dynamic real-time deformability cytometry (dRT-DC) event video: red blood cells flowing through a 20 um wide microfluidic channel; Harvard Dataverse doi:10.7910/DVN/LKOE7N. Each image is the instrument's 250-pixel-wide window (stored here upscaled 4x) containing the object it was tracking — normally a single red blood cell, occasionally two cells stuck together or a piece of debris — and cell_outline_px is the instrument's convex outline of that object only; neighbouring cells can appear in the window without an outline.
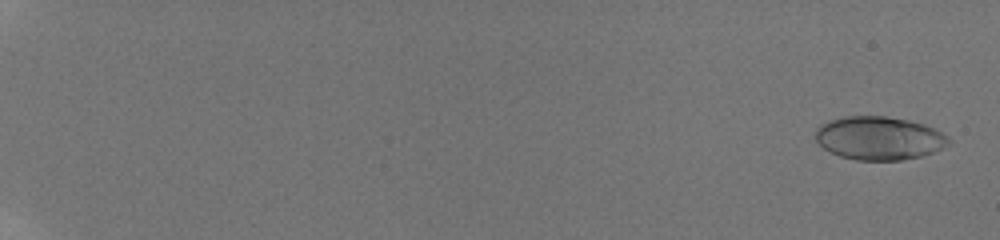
{"species": "human", "species_latin": "Homo sapiens", "temperature_condition": "room temperature", "stored_images_in_passage": 22, "camera_frame_rate_fps": 3000, "um_per_image_px": 0.085, "donor": {"sex": "male"}, "frame": {"image": 1, "passage_image": 1, "time_ms": 0.0, "image_size_px": [1000, 240], "cell_outline_px": [[952, 140], [944, 148], [920, 156], [900, 160], [856, 160], [840, 156], [824, 148], [816, 140], [816, 128], [820, 124], [828, 120], [844, 116], [884, 116], [908, 120], [924, 124], [936, 128], [948, 136]], "centroid_in_image_um": [74.74, 11.73], "position_along_channel_um": 10.3, "area_um2": 33.76}}
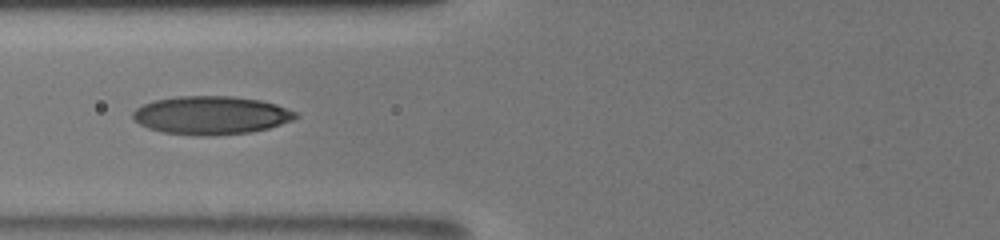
{"frame": {"image": 2, "passage_image": 14, "time_ms": 8.667, "image_size_px": [1000, 240], "cell_outline_px": [[300, 116], [292, 120], [268, 128], [248, 132], [212, 136], [196, 136], [164, 132], [148, 128], [132, 120], [132, 112], [136, 108], [144, 104], [156, 100], [176, 96], [236, 96], [260, 100], [276, 104], [296, 112]], "centroid_in_image_um": [17.92, 9.79], "position_along_channel_um": 107.9, "area_um2": 36.41}}
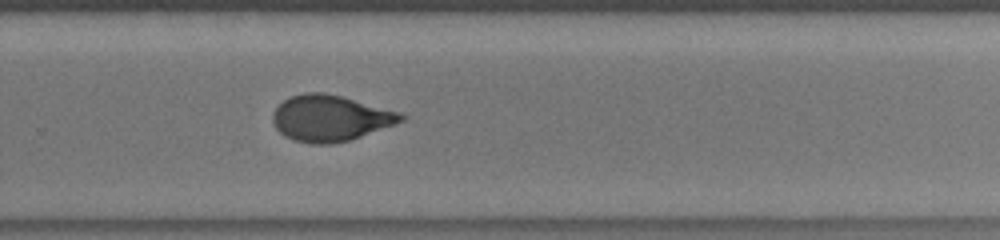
{"frame": {"image": 3, "passage_image": 22, "time_ms": 13.667, "image_size_px": [1000, 240], "cell_outline_px": [[408, 116], [404, 120], [396, 124], [348, 140], [332, 144], [312, 144], [292, 140], [284, 136], [276, 128], [272, 120], [272, 112], [284, 100], [292, 96], [304, 92], [324, 92], [404, 112]], "centroid_in_image_um": [28.1, 10.04], "position_along_channel_um": 301.7, "area_um2": 34.62}}